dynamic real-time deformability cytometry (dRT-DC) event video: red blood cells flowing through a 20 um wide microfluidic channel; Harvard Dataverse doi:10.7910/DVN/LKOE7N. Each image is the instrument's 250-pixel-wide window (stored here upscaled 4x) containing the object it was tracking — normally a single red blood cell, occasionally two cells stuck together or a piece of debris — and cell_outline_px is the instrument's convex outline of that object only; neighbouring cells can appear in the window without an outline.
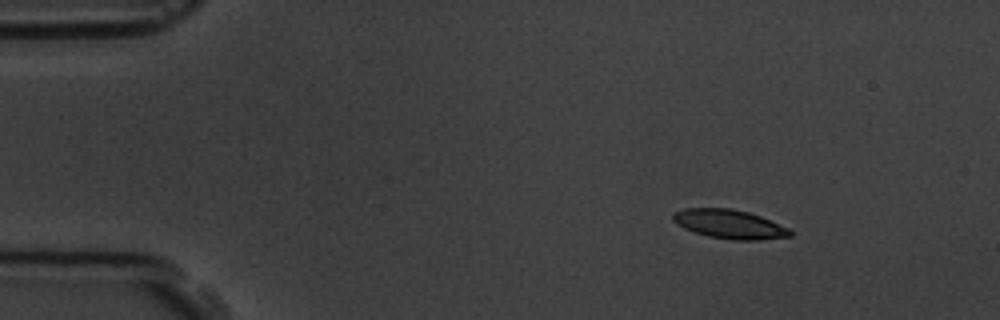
{"species": "common noctule bat (a hibernating species)", "species_latin": "Nyctalus noctula", "temperature_condition": "room temperature", "stored_images_in_passage": 9, "camera_frame_rate_fps": 3000, "um_per_image_px": 0.085, "animal": {"sex": "male", "body_mass_g": 19.5, "forearm_length_mm": 54.6}, "frame": {"image": 1, "passage_image": 1, "time_ms": 0.0, "image_size_px": [1000, 320], "cell_outline_px": [[792, 236], [760, 240], [732, 240], [708, 236], [684, 228], [676, 224], [672, 220], [672, 212], [684, 208], [732, 208], [748, 212], [760, 216], [788, 228], [792, 232]], "centroid_in_image_um": [61.97, 19.04], "position_along_channel_um": 23.0, "area_um2": 19.83}}
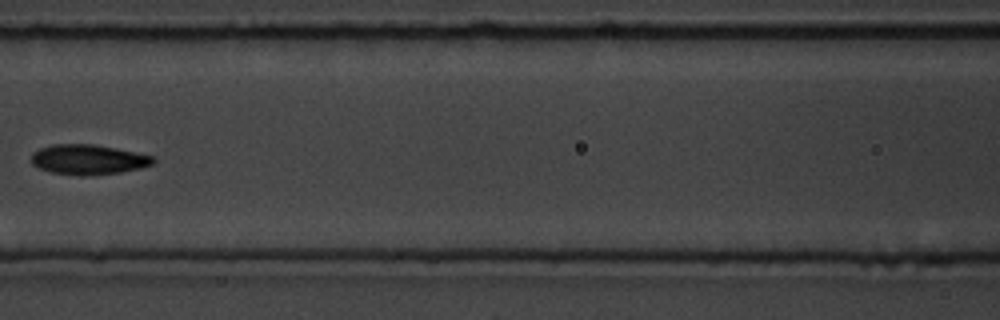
{"frame": {"image": 2, "passage_image": 6, "time_ms": 6.0, "image_size_px": [1000, 320], "cell_outline_px": [[156, 160], [152, 164], [140, 168], [120, 172], [80, 176], [52, 172], [40, 168], [32, 164], [32, 152], [40, 148], [52, 144], [92, 144], [116, 148], [152, 156]], "centroid_in_image_um": [7.48, 13.55], "position_along_channel_um": 159.1, "area_um2": 21.1}}
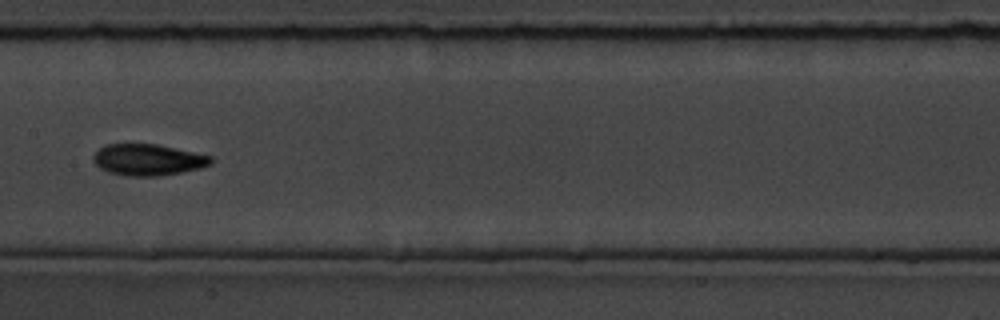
{"frame": {"image": 3, "passage_image": 7, "time_ms": 7.0, "image_size_px": [1000, 320], "cell_outline_px": [[212, 164], [200, 168], [160, 176], [128, 176], [108, 172], [100, 168], [92, 160], [92, 156], [100, 148], [108, 144], [156, 144], [212, 156]], "centroid_in_image_um": [12.57, 13.58], "position_along_channel_um": 194.8, "area_um2": 21.39}}